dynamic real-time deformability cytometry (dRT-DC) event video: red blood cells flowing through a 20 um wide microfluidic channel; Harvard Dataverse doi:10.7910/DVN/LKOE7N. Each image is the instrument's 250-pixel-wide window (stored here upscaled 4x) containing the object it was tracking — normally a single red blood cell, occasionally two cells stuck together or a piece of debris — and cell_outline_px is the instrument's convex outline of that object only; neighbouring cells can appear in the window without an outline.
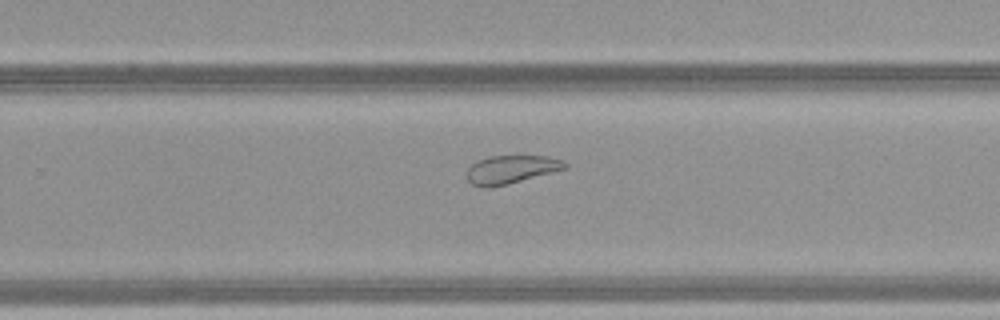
{"species": "common noctule bat (a hibernating species)", "species_latin": "Nyctalus noctula", "temperature_condition": "warm", "stored_images_in_passage": 30, "camera_frame_rate_fps": 3000, "um_per_image_px": 0.085, "animal": {"sex": "female", "body_mass_g": 21.9}, "frame": {"image": 1, "passage_image": 22, "time_ms": 7.0, "image_size_px": [1000, 320], "cell_outline_px": [[568, 168], [508, 184], [488, 188], [480, 188], [472, 184], [468, 180], [468, 168], [476, 160], [488, 156], [548, 156], [564, 160], [568, 164]], "centroid_in_image_um": [43.46, 14.4], "position_along_channel_um": 286.3, "area_um2": 16.3}}